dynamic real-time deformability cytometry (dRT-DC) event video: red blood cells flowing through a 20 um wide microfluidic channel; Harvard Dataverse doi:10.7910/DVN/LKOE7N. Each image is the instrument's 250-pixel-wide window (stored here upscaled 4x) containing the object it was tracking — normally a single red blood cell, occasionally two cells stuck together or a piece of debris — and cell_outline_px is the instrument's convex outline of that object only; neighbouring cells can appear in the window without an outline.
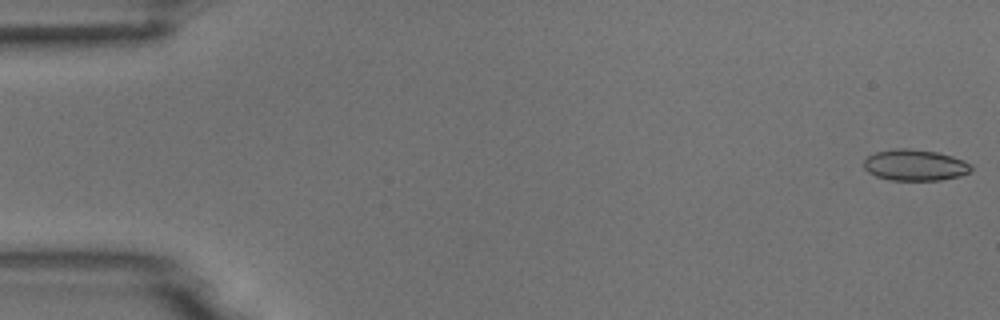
{"species": "common noctule bat (a hibernating species)", "species_latin": "Nyctalus noctula", "temperature_condition": "room temperature", "stored_images_in_passage": 5, "camera_frame_rate_fps": 3000, "um_per_image_px": 0.085, "animal": {"sex": "male", "body_mass_g": 18.8}, "frame": {"image": 1, "passage_image": 1, "time_ms": 0.0, "image_size_px": [1000, 320], "cell_outline_px": [[972, 172], [960, 176], [940, 180], [888, 180], [876, 176], [868, 172], [864, 168], [864, 160], [868, 156], [876, 152], [896, 148], [908, 148], [936, 152], [952, 156], [964, 160], [972, 164]], "centroid_in_image_um": [77.8, 14.04], "position_along_channel_um": 7.2, "area_um2": 19.65}}
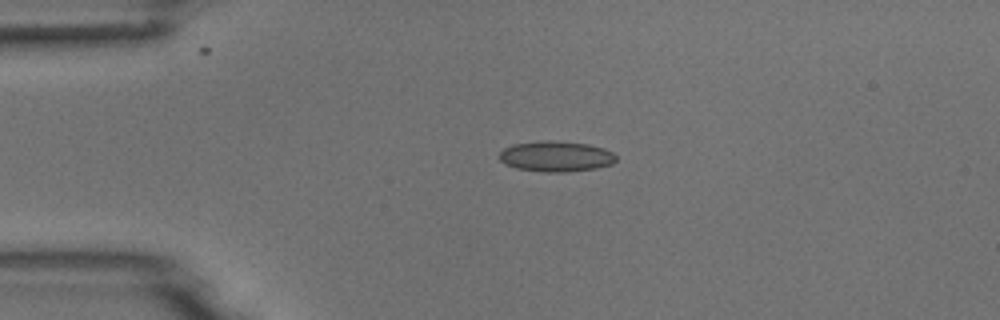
{"frame": {"image": 2, "passage_image": 4, "time_ms": 3.667, "image_size_px": [1000, 320], "cell_outline_px": [[616, 160], [612, 164], [596, 168], [568, 172], [544, 172], [516, 168], [500, 160], [500, 152], [504, 148], [512, 144], [544, 140], [556, 140], [588, 144], [604, 148], [612, 152], [616, 156]], "centroid_in_image_um": [47.28, 13.28], "position_along_channel_um": 37.7, "area_um2": 20.87}}